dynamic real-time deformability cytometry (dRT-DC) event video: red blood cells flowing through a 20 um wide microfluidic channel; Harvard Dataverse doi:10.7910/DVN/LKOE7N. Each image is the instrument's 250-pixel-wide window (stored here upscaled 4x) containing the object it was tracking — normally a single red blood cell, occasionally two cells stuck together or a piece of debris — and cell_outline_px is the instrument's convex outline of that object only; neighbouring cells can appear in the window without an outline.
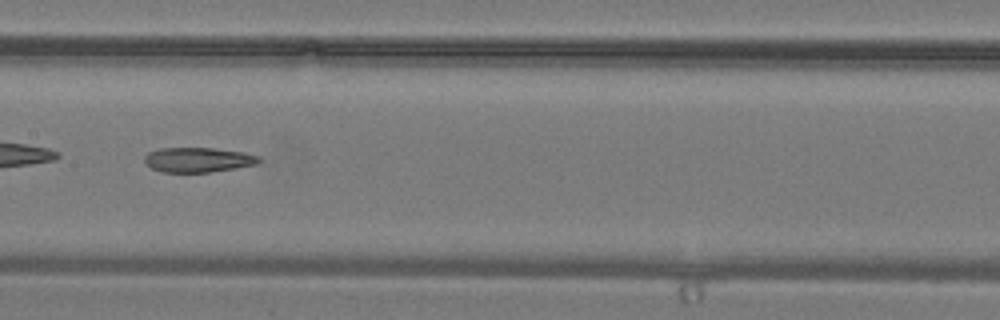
{"species": "common noctule bat (a hibernating species)", "species_latin": "Nyctalus noctula", "temperature_condition": "warm", "stored_images_in_passage": 26, "camera_frame_rate_fps": 3000, "um_per_image_px": 0.085, "animal": {"sex": "male", "body_mass_g": 19.2, "forearm_length_mm": 51.8}, "frame": {"image": 1, "passage_image": 12, "time_ms": 3.667, "image_size_px": [1000, 320], "cell_outline_px": [[260, 160], [256, 164], [208, 172], [160, 172], [152, 168], [144, 160], [144, 156], [148, 152], [160, 148], [212, 148], [244, 152], [260, 156]], "centroid_in_image_um": [16.81, 13.57], "position_along_channel_um": 190.6, "area_um2": 16.36}}